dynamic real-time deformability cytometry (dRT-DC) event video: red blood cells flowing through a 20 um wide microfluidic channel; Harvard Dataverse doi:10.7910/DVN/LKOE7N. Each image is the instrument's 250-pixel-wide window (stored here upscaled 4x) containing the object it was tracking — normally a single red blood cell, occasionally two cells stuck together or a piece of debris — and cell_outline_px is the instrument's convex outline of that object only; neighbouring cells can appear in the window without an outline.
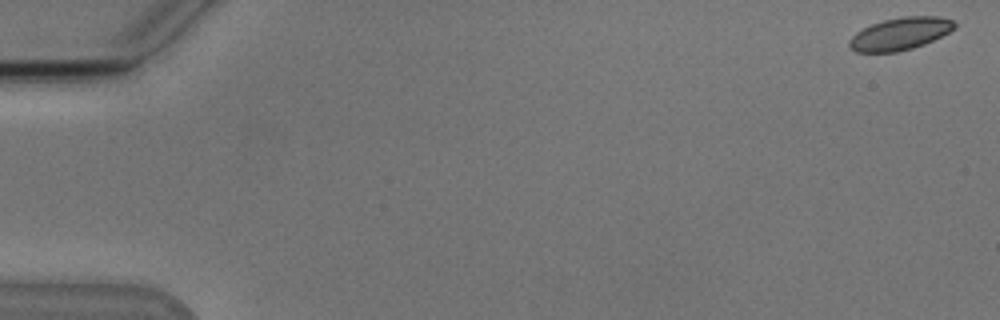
{"species": "Egyptian fruit bat (a non-hibernating species)", "species_latin": "Rousettus aegyptiacus", "temperature_condition": "cold", "stored_images_in_passage": 12, "camera_frame_rate_fps": 3000, "um_per_image_px": 0.085, "animal": {"sex": "male"}, "frame": {"image": 1, "passage_image": 1, "time_ms": 0.0, "image_size_px": [1000, 320], "cell_outline_px": [[956, 28], [924, 44], [912, 48], [896, 52], [856, 52], [848, 44], [848, 40], [856, 32], [872, 24], [884, 20], [904, 16], [940, 16], [952, 20], [956, 24]], "centroid_in_image_um": [76.51, 2.86], "position_along_channel_um": 8.5, "area_um2": 19.71}}